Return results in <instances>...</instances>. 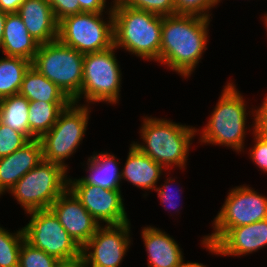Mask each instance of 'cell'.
<instances>
[{"instance_id":"6da1fadb","label":"cell","mask_w":267,"mask_h":267,"mask_svg":"<svg viewBox=\"0 0 267 267\" xmlns=\"http://www.w3.org/2000/svg\"><path fill=\"white\" fill-rule=\"evenodd\" d=\"M210 19L195 15L162 16L160 63L189 77L207 49Z\"/></svg>"},{"instance_id":"7a4b0ae2","label":"cell","mask_w":267,"mask_h":267,"mask_svg":"<svg viewBox=\"0 0 267 267\" xmlns=\"http://www.w3.org/2000/svg\"><path fill=\"white\" fill-rule=\"evenodd\" d=\"M112 2L114 46L159 63L162 16Z\"/></svg>"},{"instance_id":"3957f363","label":"cell","mask_w":267,"mask_h":267,"mask_svg":"<svg viewBox=\"0 0 267 267\" xmlns=\"http://www.w3.org/2000/svg\"><path fill=\"white\" fill-rule=\"evenodd\" d=\"M143 144L133 143L143 154L159 163L166 171L175 164L186 166L189 146L197 129L155 117H145L141 127Z\"/></svg>"},{"instance_id":"277c9868","label":"cell","mask_w":267,"mask_h":267,"mask_svg":"<svg viewBox=\"0 0 267 267\" xmlns=\"http://www.w3.org/2000/svg\"><path fill=\"white\" fill-rule=\"evenodd\" d=\"M232 82L227 83L208 123L203 128L200 142L223 145L241 152L244 148L248 113L242 94Z\"/></svg>"},{"instance_id":"5b68a950","label":"cell","mask_w":267,"mask_h":267,"mask_svg":"<svg viewBox=\"0 0 267 267\" xmlns=\"http://www.w3.org/2000/svg\"><path fill=\"white\" fill-rule=\"evenodd\" d=\"M83 60L84 54L57 39L39 44L31 66L56 84L73 101L82 87Z\"/></svg>"},{"instance_id":"8992f818","label":"cell","mask_w":267,"mask_h":267,"mask_svg":"<svg viewBox=\"0 0 267 267\" xmlns=\"http://www.w3.org/2000/svg\"><path fill=\"white\" fill-rule=\"evenodd\" d=\"M67 188V169L60 164L42 160L9 192L28 213L49 209Z\"/></svg>"},{"instance_id":"52a82bcc","label":"cell","mask_w":267,"mask_h":267,"mask_svg":"<svg viewBox=\"0 0 267 267\" xmlns=\"http://www.w3.org/2000/svg\"><path fill=\"white\" fill-rule=\"evenodd\" d=\"M116 49L113 45L103 51L84 54L82 87L72 102L78 104L84 95L89 104L118 103L122 73L114 53Z\"/></svg>"},{"instance_id":"ba28073f","label":"cell","mask_w":267,"mask_h":267,"mask_svg":"<svg viewBox=\"0 0 267 267\" xmlns=\"http://www.w3.org/2000/svg\"><path fill=\"white\" fill-rule=\"evenodd\" d=\"M89 109L88 104L71 102L60 112L57 122L39 138L43 160L60 164L68 170L64 161L81 144L88 124Z\"/></svg>"},{"instance_id":"9c48e42d","label":"cell","mask_w":267,"mask_h":267,"mask_svg":"<svg viewBox=\"0 0 267 267\" xmlns=\"http://www.w3.org/2000/svg\"><path fill=\"white\" fill-rule=\"evenodd\" d=\"M104 21L103 13L81 12L59 21L58 40L82 54L99 52L114 45L113 11Z\"/></svg>"},{"instance_id":"30bf717a","label":"cell","mask_w":267,"mask_h":267,"mask_svg":"<svg viewBox=\"0 0 267 267\" xmlns=\"http://www.w3.org/2000/svg\"><path fill=\"white\" fill-rule=\"evenodd\" d=\"M267 219V198L249 186L231 189L221 210L213 220L214 232L204 236L205 248H211L230 228Z\"/></svg>"},{"instance_id":"8fae6325","label":"cell","mask_w":267,"mask_h":267,"mask_svg":"<svg viewBox=\"0 0 267 267\" xmlns=\"http://www.w3.org/2000/svg\"><path fill=\"white\" fill-rule=\"evenodd\" d=\"M31 219L23 227L25 240L58 260L81 255V248L73 241L50 209L28 212Z\"/></svg>"},{"instance_id":"7c38bea8","label":"cell","mask_w":267,"mask_h":267,"mask_svg":"<svg viewBox=\"0 0 267 267\" xmlns=\"http://www.w3.org/2000/svg\"><path fill=\"white\" fill-rule=\"evenodd\" d=\"M130 228V222L100 226L81 248L86 266L119 267L131 243Z\"/></svg>"},{"instance_id":"4fadbf2b","label":"cell","mask_w":267,"mask_h":267,"mask_svg":"<svg viewBox=\"0 0 267 267\" xmlns=\"http://www.w3.org/2000/svg\"><path fill=\"white\" fill-rule=\"evenodd\" d=\"M68 188L99 224L101 221L106 225L130 222L121 190L104 189L91 184H68Z\"/></svg>"},{"instance_id":"5bb4252c","label":"cell","mask_w":267,"mask_h":267,"mask_svg":"<svg viewBox=\"0 0 267 267\" xmlns=\"http://www.w3.org/2000/svg\"><path fill=\"white\" fill-rule=\"evenodd\" d=\"M49 209L80 248L101 226L69 188L56 199Z\"/></svg>"},{"instance_id":"9a60e30c","label":"cell","mask_w":267,"mask_h":267,"mask_svg":"<svg viewBox=\"0 0 267 267\" xmlns=\"http://www.w3.org/2000/svg\"><path fill=\"white\" fill-rule=\"evenodd\" d=\"M267 246V219L230 228L211 248L215 255L240 256Z\"/></svg>"},{"instance_id":"2e32d148","label":"cell","mask_w":267,"mask_h":267,"mask_svg":"<svg viewBox=\"0 0 267 267\" xmlns=\"http://www.w3.org/2000/svg\"><path fill=\"white\" fill-rule=\"evenodd\" d=\"M43 160L39 139L30 140L22 148L0 158V195L10 189Z\"/></svg>"},{"instance_id":"e0dca14e","label":"cell","mask_w":267,"mask_h":267,"mask_svg":"<svg viewBox=\"0 0 267 267\" xmlns=\"http://www.w3.org/2000/svg\"><path fill=\"white\" fill-rule=\"evenodd\" d=\"M29 34L39 43L57 40L58 24L48 0H26L17 12Z\"/></svg>"},{"instance_id":"ac0fdd59","label":"cell","mask_w":267,"mask_h":267,"mask_svg":"<svg viewBox=\"0 0 267 267\" xmlns=\"http://www.w3.org/2000/svg\"><path fill=\"white\" fill-rule=\"evenodd\" d=\"M148 254V267H184L182 250L178 243L158 228L144 227L141 231Z\"/></svg>"},{"instance_id":"d6986e66","label":"cell","mask_w":267,"mask_h":267,"mask_svg":"<svg viewBox=\"0 0 267 267\" xmlns=\"http://www.w3.org/2000/svg\"><path fill=\"white\" fill-rule=\"evenodd\" d=\"M39 43L29 34L18 13H7L2 40L5 56L21 57L29 61L38 50Z\"/></svg>"},{"instance_id":"ffe728a7","label":"cell","mask_w":267,"mask_h":267,"mask_svg":"<svg viewBox=\"0 0 267 267\" xmlns=\"http://www.w3.org/2000/svg\"><path fill=\"white\" fill-rule=\"evenodd\" d=\"M164 168L132 143L121 178L144 190H155Z\"/></svg>"},{"instance_id":"44dd1931","label":"cell","mask_w":267,"mask_h":267,"mask_svg":"<svg viewBox=\"0 0 267 267\" xmlns=\"http://www.w3.org/2000/svg\"><path fill=\"white\" fill-rule=\"evenodd\" d=\"M117 160L111 153H96L88 158L89 175L74 180L68 177V184H91L104 189L120 190L122 178Z\"/></svg>"},{"instance_id":"7402d4cb","label":"cell","mask_w":267,"mask_h":267,"mask_svg":"<svg viewBox=\"0 0 267 267\" xmlns=\"http://www.w3.org/2000/svg\"><path fill=\"white\" fill-rule=\"evenodd\" d=\"M19 94L29 101L72 102L56 84L33 66L25 72Z\"/></svg>"},{"instance_id":"603a6c76","label":"cell","mask_w":267,"mask_h":267,"mask_svg":"<svg viewBox=\"0 0 267 267\" xmlns=\"http://www.w3.org/2000/svg\"><path fill=\"white\" fill-rule=\"evenodd\" d=\"M28 112L29 100L19 93L0 99V123L35 140L38 138L30 131Z\"/></svg>"},{"instance_id":"cb8c5ba5","label":"cell","mask_w":267,"mask_h":267,"mask_svg":"<svg viewBox=\"0 0 267 267\" xmlns=\"http://www.w3.org/2000/svg\"><path fill=\"white\" fill-rule=\"evenodd\" d=\"M71 102L29 101L30 131L39 139L57 122L60 112Z\"/></svg>"},{"instance_id":"d4e9b609","label":"cell","mask_w":267,"mask_h":267,"mask_svg":"<svg viewBox=\"0 0 267 267\" xmlns=\"http://www.w3.org/2000/svg\"><path fill=\"white\" fill-rule=\"evenodd\" d=\"M31 61L13 56L0 58V99L18 94Z\"/></svg>"},{"instance_id":"484cf974","label":"cell","mask_w":267,"mask_h":267,"mask_svg":"<svg viewBox=\"0 0 267 267\" xmlns=\"http://www.w3.org/2000/svg\"><path fill=\"white\" fill-rule=\"evenodd\" d=\"M24 231L19 229L16 233L0 227V267H18Z\"/></svg>"},{"instance_id":"4316f807","label":"cell","mask_w":267,"mask_h":267,"mask_svg":"<svg viewBox=\"0 0 267 267\" xmlns=\"http://www.w3.org/2000/svg\"><path fill=\"white\" fill-rule=\"evenodd\" d=\"M58 261L56 257L23 240L18 267H55Z\"/></svg>"},{"instance_id":"83f0119b","label":"cell","mask_w":267,"mask_h":267,"mask_svg":"<svg viewBox=\"0 0 267 267\" xmlns=\"http://www.w3.org/2000/svg\"><path fill=\"white\" fill-rule=\"evenodd\" d=\"M124 6L148 11L161 16L175 14L174 0H119Z\"/></svg>"},{"instance_id":"f1b7e54d","label":"cell","mask_w":267,"mask_h":267,"mask_svg":"<svg viewBox=\"0 0 267 267\" xmlns=\"http://www.w3.org/2000/svg\"><path fill=\"white\" fill-rule=\"evenodd\" d=\"M29 141L24 134L0 123V158L12 154Z\"/></svg>"},{"instance_id":"f546056e","label":"cell","mask_w":267,"mask_h":267,"mask_svg":"<svg viewBox=\"0 0 267 267\" xmlns=\"http://www.w3.org/2000/svg\"><path fill=\"white\" fill-rule=\"evenodd\" d=\"M219 2L220 0H174L175 14L195 15L210 19L209 10Z\"/></svg>"},{"instance_id":"4dcf8cb0","label":"cell","mask_w":267,"mask_h":267,"mask_svg":"<svg viewBox=\"0 0 267 267\" xmlns=\"http://www.w3.org/2000/svg\"><path fill=\"white\" fill-rule=\"evenodd\" d=\"M48 2L58 22L67 16L82 12L78 0H48Z\"/></svg>"},{"instance_id":"1f68e13d","label":"cell","mask_w":267,"mask_h":267,"mask_svg":"<svg viewBox=\"0 0 267 267\" xmlns=\"http://www.w3.org/2000/svg\"><path fill=\"white\" fill-rule=\"evenodd\" d=\"M255 145L250 149L252 161L264 172H267V140L257 135L254 130Z\"/></svg>"},{"instance_id":"d6a6232c","label":"cell","mask_w":267,"mask_h":267,"mask_svg":"<svg viewBox=\"0 0 267 267\" xmlns=\"http://www.w3.org/2000/svg\"><path fill=\"white\" fill-rule=\"evenodd\" d=\"M255 114L254 116V132L261 138L267 140V95L259 108L252 110Z\"/></svg>"},{"instance_id":"836d02e7","label":"cell","mask_w":267,"mask_h":267,"mask_svg":"<svg viewBox=\"0 0 267 267\" xmlns=\"http://www.w3.org/2000/svg\"><path fill=\"white\" fill-rule=\"evenodd\" d=\"M175 179H172V178H168V179H166V181H164L166 184H163V185H161L162 187H157L156 189H155V191L157 192L158 191V198H160V200H161V202L164 204V205H166V206H169L170 207V209L172 208V209H175L176 210V208H177V201H174V197H176L177 196V198H179L178 197V194H176V193H178L180 190H175L176 191V193L174 192V190L172 191L171 189H173L171 186H170V183L172 182V181H174ZM168 184V185H167ZM171 190V191H170ZM170 192H172V193H170ZM179 194H181V193H179ZM177 200V199H176ZM174 201V202H173ZM168 204V205H167ZM179 207V206H178ZM166 209H169V208H166Z\"/></svg>"},{"instance_id":"e575fe53","label":"cell","mask_w":267,"mask_h":267,"mask_svg":"<svg viewBox=\"0 0 267 267\" xmlns=\"http://www.w3.org/2000/svg\"><path fill=\"white\" fill-rule=\"evenodd\" d=\"M82 12H105L106 0H78Z\"/></svg>"},{"instance_id":"d590c367","label":"cell","mask_w":267,"mask_h":267,"mask_svg":"<svg viewBox=\"0 0 267 267\" xmlns=\"http://www.w3.org/2000/svg\"><path fill=\"white\" fill-rule=\"evenodd\" d=\"M26 0H0V10L5 13H17Z\"/></svg>"},{"instance_id":"8d00e7d4","label":"cell","mask_w":267,"mask_h":267,"mask_svg":"<svg viewBox=\"0 0 267 267\" xmlns=\"http://www.w3.org/2000/svg\"><path fill=\"white\" fill-rule=\"evenodd\" d=\"M55 267H87L85 259L83 255H79L78 257L67 259V260H59Z\"/></svg>"},{"instance_id":"74e56055","label":"cell","mask_w":267,"mask_h":267,"mask_svg":"<svg viewBox=\"0 0 267 267\" xmlns=\"http://www.w3.org/2000/svg\"><path fill=\"white\" fill-rule=\"evenodd\" d=\"M6 16H7V13L2 12L0 10V48H1L2 40H3V32H4Z\"/></svg>"},{"instance_id":"f35d334b","label":"cell","mask_w":267,"mask_h":267,"mask_svg":"<svg viewBox=\"0 0 267 267\" xmlns=\"http://www.w3.org/2000/svg\"><path fill=\"white\" fill-rule=\"evenodd\" d=\"M184 267H206L205 265L197 262H188Z\"/></svg>"},{"instance_id":"ab89813d","label":"cell","mask_w":267,"mask_h":267,"mask_svg":"<svg viewBox=\"0 0 267 267\" xmlns=\"http://www.w3.org/2000/svg\"><path fill=\"white\" fill-rule=\"evenodd\" d=\"M265 22V25H266V29H267V14L264 16V18H262Z\"/></svg>"}]
</instances>
